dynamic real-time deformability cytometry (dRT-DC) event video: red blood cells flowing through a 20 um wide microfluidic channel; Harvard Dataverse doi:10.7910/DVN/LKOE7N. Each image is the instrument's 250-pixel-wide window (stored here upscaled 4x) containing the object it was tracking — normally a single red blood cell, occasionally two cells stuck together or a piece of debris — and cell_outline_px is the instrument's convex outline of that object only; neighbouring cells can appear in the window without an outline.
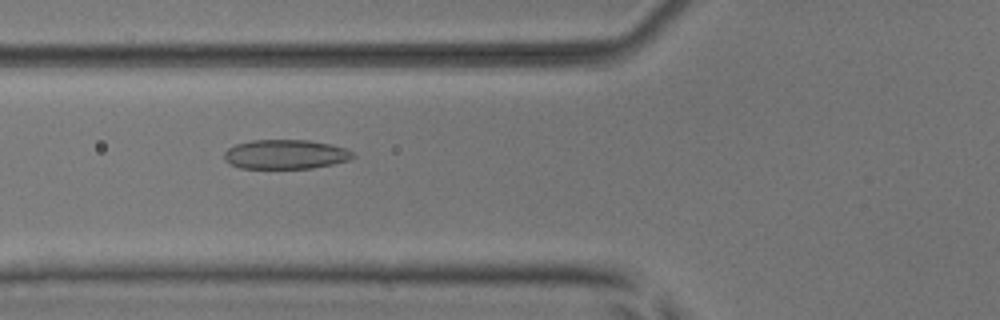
{"species": "common noctule bat (a hibernating species)", "species_latin": "Nyctalus noctula", "temperature_condition": "room temperature", "stored_images_in_passage": 8, "camera_frame_rate_fps": 3000, "um_per_image_px": 0.085, "animal": {"sex": "male", "body_mass_g": 17.9, "forearm_length_mm": 54.2}, "frame": {"image": 1, "passage_image": 8, "time_ms": 8.0, "image_size_px": [1000, 320], "cell_outline_px": [[356, 156], [348, 160], [332, 164], [312, 168], [240, 168], [228, 164], [224, 160], [224, 152], [228, 148], [236, 144], [252, 140], [308, 140], [332, 144], [344, 148], [352, 152]], "centroid_in_image_um": [24.24, 13.12], "position_along_channel_um": 101.6, "area_um2": 22.08}}